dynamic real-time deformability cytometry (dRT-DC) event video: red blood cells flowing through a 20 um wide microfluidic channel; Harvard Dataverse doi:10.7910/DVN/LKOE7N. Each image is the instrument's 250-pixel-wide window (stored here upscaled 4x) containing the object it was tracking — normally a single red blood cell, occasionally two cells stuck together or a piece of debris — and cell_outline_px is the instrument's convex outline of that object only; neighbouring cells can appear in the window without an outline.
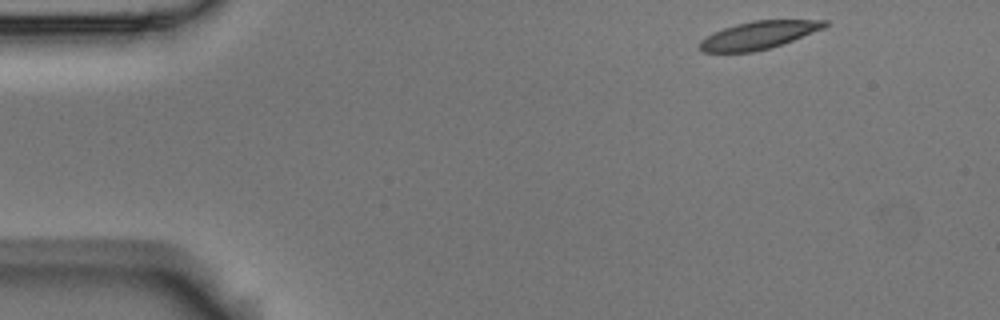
{"species": "Egyptian fruit bat (a non-hibernating species)", "species_latin": "Rousettus aegyptiacus", "temperature_condition": "room temperature", "stored_images_in_passage": 5, "segment_of_instrument_passage": [1, 2], "camera_frame_rate_fps": 3000, "um_per_image_px": 0.085, "animal": {"sex": "male"}, "frame": {"image": 1, "passage_image": 1, "time_ms": 0.0, "image_size_px": [1000, 320], "cell_outline_px": [[828, 24], [824, 28], [792, 40], [768, 48], [752, 52], [704, 52], [700, 48], [700, 40], [724, 28], [736, 24], [752, 20], [828, 20]], "centroid_in_image_um": [64.49, 2.98], "position_along_channel_um": 20.5, "area_um2": 19.83}}
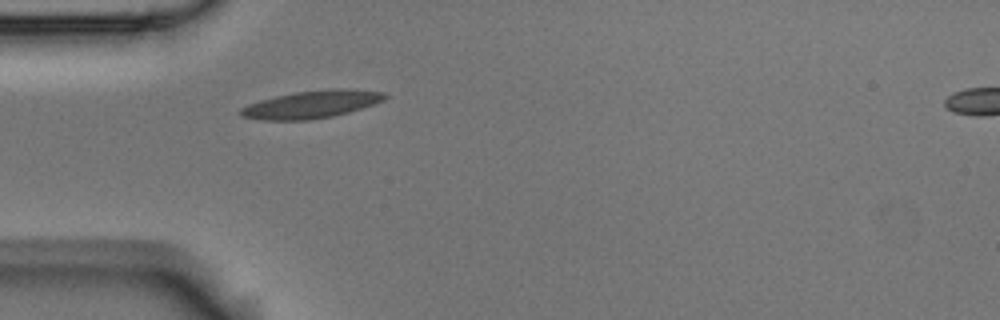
{"frame": {"image": 2, "passage_image": 4, "time_ms": 1.0, "image_size_px": [1000, 320], "cell_outline_px": [[388, 96], [384, 100], [348, 112], [332, 116], [312, 120], [264, 120], [240, 116], [240, 108], [248, 104], [260, 100], [276, 96], [296, 92], [328, 88], [348, 88], [384, 92]], "centroid_in_image_um": [26.48, 8.86], "position_along_channel_um": 58.5, "area_um2": 23.18}}